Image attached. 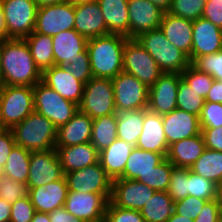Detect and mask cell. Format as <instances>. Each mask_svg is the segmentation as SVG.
<instances>
[{
	"instance_id": "60d3db41",
	"label": "cell",
	"mask_w": 222,
	"mask_h": 222,
	"mask_svg": "<svg viewBox=\"0 0 222 222\" xmlns=\"http://www.w3.org/2000/svg\"><path fill=\"white\" fill-rule=\"evenodd\" d=\"M181 77L203 98H206L214 81L212 76L200 71L192 63L181 73Z\"/></svg>"
},
{
	"instance_id": "816d5d0a",
	"label": "cell",
	"mask_w": 222,
	"mask_h": 222,
	"mask_svg": "<svg viewBox=\"0 0 222 222\" xmlns=\"http://www.w3.org/2000/svg\"><path fill=\"white\" fill-rule=\"evenodd\" d=\"M15 145L12 131L0 128V171L6 164L7 158Z\"/></svg>"
},
{
	"instance_id": "6125c7cd",
	"label": "cell",
	"mask_w": 222,
	"mask_h": 222,
	"mask_svg": "<svg viewBox=\"0 0 222 222\" xmlns=\"http://www.w3.org/2000/svg\"><path fill=\"white\" fill-rule=\"evenodd\" d=\"M161 8L163 11L167 12L171 6L172 0H148Z\"/></svg>"
},
{
	"instance_id": "5bb4252c",
	"label": "cell",
	"mask_w": 222,
	"mask_h": 222,
	"mask_svg": "<svg viewBox=\"0 0 222 222\" xmlns=\"http://www.w3.org/2000/svg\"><path fill=\"white\" fill-rule=\"evenodd\" d=\"M64 176L56 148L47 151H31L28 188L44 186Z\"/></svg>"
},
{
	"instance_id": "277c9868",
	"label": "cell",
	"mask_w": 222,
	"mask_h": 222,
	"mask_svg": "<svg viewBox=\"0 0 222 222\" xmlns=\"http://www.w3.org/2000/svg\"><path fill=\"white\" fill-rule=\"evenodd\" d=\"M136 40L156 61L164 73H182L190 64L189 57L173 46L159 29L145 31Z\"/></svg>"
},
{
	"instance_id": "7bdbcfd3",
	"label": "cell",
	"mask_w": 222,
	"mask_h": 222,
	"mask_svg": "<svg viewBox=\"0 0 222 222\" xmlns=\"http://www.w3.org/2000/svg\"><path fill=\"white\" fill-rule=\"evenodd\" d=\"M29 188L24 182L11 179L0 173V199L13 204L16 200L28 196Z\"/></svg>"
},
{
	"instance_id": "ab89813d",
	"label": "cell",
	"mask_w": 222,
	"mask_h": 222,
	"mask_svg": "<svg viewBox=\"0 0 222 222\" xmlns=\"http://www.w3.org/2000/svg\"><path fill=\"white\" fill-rule=\"evenodd\" d=\"M217 184L190 170L188 173V195L204 200L216 199Z\"/></svg>"
},
{
	"instance_id": "f5cc1de1",
	"label": "cell",
	"mask_w": 222,
	"mask_h": 222,
	"mask_svg": "<svg viewBox=\"0 0 222 222\" xmlns=\"http://www.w3.org/2000/svg\"><path fill=\"white\" fill-rule=\"evenodd\" d=\"M201 17L222 29V0H207Z\"/></svg>"
},
{
	"instance_id": "6f0895ef",
	"label": "cell",
	"mask_w": 222,
	"mask_h": 222,
	"mask_svg": "<svg viewBox=\"0 0 222 222\" xmlns=\"http://www.w3.org/2000/svg\"><path fill=\"white\" fill-rule=\"evenodd\" d=\"M205 102H216L222 104V81H213V84L206 95Z\"/></svg>"
},
{
	"instance_id": "bcb514c9",
	"label": "cell",
	"mask_w": 222,
	"mask_h": 222,
	"mask_svg": "<svg viewBox=\"0 0 222 222\" xmlns=\"http://www.w3.org/2000/svg\"><path fill=\"white\" fill-rule=\"evenodd\" d=\"M105 222H145L139 210L123 209L115 206L109 201L106 212Z\"/></svg>"
},
{
	"instance_id": "7a4b0ae2",
	"label": "cell",
	"mask_w": 222,
	"mask_h": 222,
	"mask_svg": "<svg viewBox=\"0 0 222 222\" xmlns=\"http://www.w3.org/2000/svg\"><path fill=\"white\" fill-rule=\"evenodd\" d=\"M127 39L119 34L88 39L87 51L93 77L113 79L123 71V51Z\"/></svg>"
},
{
	"instance_id": "7c38bea8",
	"label": "cell",
	"mask_w": 222,
	"mask_h": 222,
	"mask_svg": "<svg viewBox=\"0 0 222 222\" xmlns=\"http://www.w3.org/2000/svg\"><path fill=\"white\" fill-rule=\"evenodd\" d=\"M74 23V3L67 0L59 4L39 7L34 32L54 36L62 31L74 29Z\"/></svg>"
},
{
	"instance_id": "cb8c5ba5",
	"label": "cell",
	"mask_w": 222,
	"mask_h": 222,
	"mask_svg": "<svg viewBox=\"0 0 222 222\" xmlns=\"http://www.w3.org/2000/svg\"><path fill=\"white\" fill-rule=\"evenodd\" d=\"M55 148L64 174L99 162V151L91 142Z\"/></svg>"
},
{
	"instance_id": "4316f807",
	"label": "cell",
	"mask_w": 222,
	"mask_h": 222,
	"mask_svg": "<svg viewBox=\"0 0 222 222\" xmlns=\"http://www.w3.org/2000/svg\"><path fill=\"white\" fill-rule=\"evenodd\" d=\"M93 119L80 110L57 130L56 146H73L90 142Z\"/></svg>"
},
{
	"instance_id": "94428289",
	"label": "cell",
	"mask_w": 222,
	"mask_h": 222,
	"mask_svg": "<svg viewBox=\"0 0 222 222\" xmlns=\"http://www.w3.org/2000/svg\"><path fill=\"white\" fill-rule=\"evenodd\" d=\"M31 222H51L49 213L35 211Z\"/></svg>"
},
{
	"instance_id": "5b68a950",
	"label": "cell",
	"mask_w": 222,
	"mask_h": 222,
	"mask_svg": "<svg viewBox=\"0 0 222 222\" xmlns=\"http://www.w3.org/2000/svg\"><path fill=\"white\" fill-rule=\"evenodd\" d=\"M33 111V87L0 85V128L11 129Z\"/></svg>"
},
{
	"instance_id": "2e32d148",
	"label": "cell",
	"mask_w": 222,
	"mask_h": 222,
	"mask_svg": "<svg viewBox=\"0 0 222 222\" xmlns=\"http://www.w3.org/2000/svg\"><path fill=\"white\" fill-rule=\"evenodd\" d=\"M154 192L140 181L118 178L112 182L110 201L123 209L140 210Z\"/></svg>"
},
{
	"instance_id": "8fae6325",
	"label": "cell",
	"mask_w": 222,
	"mask_h": 222,
	"mask_svg": "<svg viewBox=\"0 0 222 222\" xmlns=\"http://www.w3.org/2000/svg\"><path fill=\"white\" fill-rule=\"evenodd\" d=\"M111 194L68 191L64 208L76 219L85 222H102Z\"/></svg>"
},
{
	"instance_id": "8d00e7d4",
	"label": "cell",
	"mask_w": 222,
	"mask_h": 222,
	"mask_svg": "<svg viewBox=\"0 0 222 222\" xmlns=\"http://www.w3.org/2000/svg\"><path fill=\"white\" fill-rule=\"evenodd\" d=\"M117 138L116 114H110L93 119L90 142L100 152Z\"/></svg>"
},
{
	"instance_id": "f6af8a7d",
	"label": "cell",
	"mask_w": 222,
	"mask_h": 222,
	"mask_svg": "<svg viewBox=\"0 0 222 222\" xmlns=\"http://www.w3.org/2000/svg\"><path fill=\"white\" fill-rule=\"evenodd\" d=\"M196 68L222 81V50L198 57L193 63Z\"/></svg>"
},
{
	"instance_id": "681fc988",
	"label": "cell",
	"mask_w": 222,
	"mask_h": 222,
	"mask_svg": "<svg viewBox=\"0 0 222 222\" xmlns=\"http://www.w3.org/2000/svg\"><path fill=\"white\" fill-rule=\"evenodd\" d=\"M35 208L29 196L20 198L11 204L10 222H31Z\"/></svg>"
},
{
	"instance_id": "e7e4bbea",
	"label": "cell",
	"mask_w": 222,
	"mask_h": 222,
	"mask_svg": "<svg viewBox=\"0 0 222 222\" xmlns=\"http://www.w3.org/2000/svg\"><path fill=\"white\" fill-rule=\"evenodd\" d=\"M167 222H194V220L185 218L173 212L172 216L167 220Z\"/></svg>"
},
{
	"instance_id": "b9f144b4",
	"label": "cell",
	"mask_w": 222,
	"mask_h": 222,
	"mask_svg": "<svg viewBox=\"0 0 222 222\" xmlns=\"http://www.w3.org/2000/svg\"><path fill=\"white\" fill-rule=\"evenodd\" d=\"M207 0H172L168 13L194 21L202 16Z\"/></svg>"
},
{
	"instance_id": "d6a6232c",
	"label": "cell",
	"mask_w": 222,
	"mask_h": 222,
	"mask_svg": "<svg viewBox=\"0 0 222 222\" xmlns=\"http://www.w3.org/2000/svg\"><path fill=\"white\" fill-rule=\"evenodd\" d=\"M139 211L145 222H167L174 212V201L167 191H155Z\"/></svg>"
},
{
	"instance_id": "ba28073f",
	"label": "cell",
	"mask_w": 222,
	"mask_h": 222,
	"mask_svg": "<svg viewBox=\"0 0 222 222\" xmlns=\"http://www.w3.org/2000/svg\"><path fill=\"white\" fill-rule=\"evenodd\" d=\"M7 39H24L35 29L38 6L32 0H1Z\"/></svg>"
},
{
	"instance_id": "ffe728a7",
	"label": "cell",
	"mask_w": 222,
	"mask_h": 222,
	"mask_svg": "<svg viewBox=\"0 0 222 222\" xmlns=\"http://www.w3.org/2000/svg\"><path fill=\"white\" fill-rule=\"evenodd\" d=\"M41 81L64 99L80 104L85 83L76 79L65 66L53 65L44 70Z\"/></svg>"
},
{
	"instance_id": "be15d7a7",
	"label": "cell",
	"mask_w": 222,
	"mask_h": 222,
	"mask_svg": "<svg viewBox=\"0 0 222 222\" xmlns=\"http://www.w3.org/2000/svg\"><path fill=\"white\" fill-rule=\"evenodd\" d=\"M36 3L38 7L50 6L53 4H59L67 0H32Z\"/></svg>"
},
{
	"instance_id": "e575fe53",
	"label": "cell",
	"mask_w": 222,
	"mask_h": 222,
	"mask_svg": "<svg viewBox=\"0 0 222 222\" xmlns=\"http://www.w3.org/2000/svg\"><path fill=\"white\" fill-rule=\"evenodd\" d=\"M190 170L219 185L222 183V152L206 148Z\"/></svg>"
},
{
	"instance_id": "30bf717a",
	"label": "cell",
	"mask_w": 222,
	"mask_h": 222,
	"mask_svg": "<svg viewBox=\"0 0 222 222\" xmlns=\"http://www.w3.org/2000/svg\"><path fill=\"white\" fill-rule=\"evenodd\" d=\"M112 84L116 110L148 108L149 87L136 77L122 71L112 79Z\"/></svg>"
},
{
	"instance_id": "44dd1931",
	"label": "cell",
	"mask_w": 222,
	"mask_h": 222,
	"mask_svg": "<svg viewBox=\"0 0 222 222\" xmlns=\"http://www.w3.org/2000/svg\"><path fill=\"white\" fill-rule=\"evenodd\" d=\"M162 121L169 146L179 140L191 138L201 133L199 116L178 108L162 115Z\"/></svg>"
},
{
	"instance_id": "e0dca14e",
	"label": "cell",
	"mask_w": 222,
	"mask_h": 222,
	"mask_svg": "<svg viewBox=\"0 0 222 222\" xmlns=\"http://www.w3.org/2000/svg\"><path fill=\"white\" fill-rule=\"evenodd\" d=\"M129 38L159 29L165 11L148 0H128Z\"/></svg>"
},
{
	"instance_id": "3957f363",
	"label": "cell",
	"mask_w": 222,
	"mask_h": 222,
	"mask_svg": "<svg viewBox=\"0 0 222 222\" xmlns=\"http://www.w3.org/2000/svg\"><path fill=\"white\" fill-rule=\"evenodd\" d=\"M10 130L16 145L24 149L47 151L56 146L58 128L35 110Z\"/></svg>"
},
{
	"instance_id": "89a4df30",
	"label": "cell",
	"mask_w": 222,
	"mask_h": 222,
	"mask_svg": "<svg viewBox=\"0 0 222 222\" xmlns=\"http://www.w3.org/2000/svg\"><path fill=\"white\" fill-rule=\"evenodd\" d=\"M218 222H222V215H221V217H220V219H219V221Z\"/></svg>"
},
{
	"instance_id": "9c48e42d",
	"label": "cell",
	"mask_w": 222,
	"mask_h": 222,
	"mask_svg": "<svg viewBox=\"0 0 222 222\" xmlns=\"http://www.w3.org/2000/svg\"><path fill=\"white\" fill-rule=\"evenodd\" d=\"M79 110L92 119L114 114L115 100L112 79L92 77L86 84Z\"/></svg>"
},
{
	"instance_id": "4fadbf2b",
	"label": "cell",
	"mask_w": 222,
	"mask_h": 222,
	"mask_svg": "<svg viewBox=\"0 0 222 222\" xmlns=\"http://www.w3.org/2000/svg\"><path fill=\"white\" fill-rule=\"evenodd\" d=\"M69 191L111 194L113 180L97 162L80 170L64 174Z\"/></svg>"
},
{
	"instance_id": "836d02e7",
	"label": "cell",
	"mask_w": 222,
	"mask_h": 222,
	"mask_svg": "<svg viewBox=\"0 0 222 222\" xmlns=\"http://www.w3.org/2000/svg\"><path fill=\"white\" fill-rule=\"evenodd\" d=\"M27 42L33 60L41 72L54 65L52 36L35 33L24 38Z\"/></svg>"
},
{
	"instance_id": "7402d4cb",
	"label": "cell",
	"mask_w": 222,
	"mask_h": 222,
	"mask_svg": "<svg viewBox=\"0 0 222 222\" xmlns=\"http://www.w3.org/2000/svg\"><path fill=\"white\" fill-rule=\"evenodd\" d=\"M65 176L54 182L30 188L28 196L35 211L50 213L55 209L64 207L68 195Z\"/></svg>"
},
{
	"instance_id": "74e56055",
	"label": "cell",
	"mask_w": 222,
	"mask_h": 222,
	"mask_svg": "<svg viewBox=\"0 0 222 222\" xmlns=\"http://www.w3.org/2000/svg\"><path fill=\"white\" fill-rule=\"evenodd\" d=\"M205 104V98L200 96L183 79L179 81L176 105L177 108L197 116H200Z\"/></svg>"
},
{
	"instance_id": "03108f58",
	"label": "cell",
	"mask_w": 222,
	"mask_h": 222,
	"mask_svg": "<svg viewBox=\"0 0 222 222\" xmlns=\"http://www.w3.org/2000/svg\"><path fill=\"white\" fill-rule=\"evenodd\" d=\"M216 201L219 207V211L222 215V183L217 185Z\"/></svg>"
},
{
	"instance_id": "db71d44e",
	"label": "cell",
	"mask_w": 222,
	"mask_h": 222,
	"mask_svg": "<svg viewBox=\"0 0 222 222\" xmlns=\"http://www.w3.org/2000/svg\"><path fill=\"white\" fill-rule=\"evenodd\" d=\"M201 134L207 149L222 152V126L217 128H201Z\"/></svg>"
},
{
	"instance_id": "9a60e30c",
	"label": "cell",
	"mask_w": 222,
	"mask_h": 222,
	"mask_svg": "<svg viewBox=\"0 0 222 222\" xmlns=\"http://www.w3.org/2000/svg\"><path fill=\"white\" fill-rule=\"evenodd\" d=\"M181 79L180 73H163L149 88L147 109L159 115L176 109V97Z\"/></svg>"
},
{
	"instance_id": "a7ac6f4b",
	"label": "cell",
	"mask_w": 222,
	"mask_h": 222,
	"mask_svg": "<svg viewBox=\"0 0 222 222\" xmlns=\"http://www.w3.org/2000/svg\"><path fill=\"white\" fill-rule=\"evenodd\" d=\"M71 1L72 3H76V2H86V1H94V0H68Z\"/></svg>"
},
{
	"instance_id": "ee69618b",
	"label": "cell",
	"mask_w": 222,
	"mask_h": 222,
	"mask_svg": "<svg viewBox=\"0 0 222 222\" xmlns=\"http://www.w3.org/2000/svg\"><path fill=\"white\" fill-rule=\"evenodd\" d=\"M188 173L189 168L173 167L167 192L174 202L188 196Z\"/></svg>"
},
{
	"instance_id": "83f0119b",
	"label": "cell",
	"mask_w": 222,
	"mask_h": 222,
	"mask_svg": "<svg viewBox=\"0 0 222 222\" xmlns=\"http://www.w3.org/2000/svg\"><path fill=\"white\" fill-rule=\"evenodd\" d=\"M134 147V145L116 138L108 147L99 152V162L112 180L123 175L126 162Z\"/></svg>"
},
{
	"instance_id": "d6986e66",
	"label": "cell",
	"mask_w": 222,
	"mask_h": 222,
	"mask_svg": "<svg viewBox=\"0 0 222 222\" xmlns=\"http://www.w3.org/2000/svg\"><path fill=\"white\" fill-rule=\"evenodd\" d=\"M74 29L87 39L108 35L107 26L96 0L74 3Z\"/></svg>"
},
{
	"instance_id": "4dcf8cb0",
	"label": "cell",
	"mask_w": 222,
	"mask_h": 222,
	"mask_svg": "<svg viewBox=\"0 0 222 222\" xmlns=\"http://www.w3.org/2000/svg\"><path fill=\"white\" fill-rule=\"evenodd\" d=\"M167 156V153H157L134 147L128 157L124 173L120 178L137 180L153 170Z\"/></svg>"
},
{
	"instance_id": "d590c367",
	"label": "cell",
	"mask_w": 222,
	"mask_h": 222,
	"mask_svg": "<svg viewBox=\"0 0 222 222\" xmlns=\"http://www.w3.org/2000/svg\"><path fill=\"white\" fill-rule=\"evenodd\" d=\"M31 151L15 145L0 171L13 180L27 184Z\"/></svg>"
},
{
	"instance_id": "680465c9",
	"label": "cell",
	"mask_w": 222,
	"mask_h": 222,
	"mask_svg": "<svg viewBox=\"0 0 222 222\" xmlns=\"http://www.w3.org/2000/svg\"><path fill=\"white\" fill-rule=\"evenodd\" d=\"M11 204L8 201L0 199V222H10Z\"/></svg>"
},
{
	"instance_id": "f546056e",
	"label": "cell",
	"mask_w": 222,
	"mask_h": 222,
	"mask_svg": "<svg viewBox=\"0 0 222 222\" xmlns=\"http://www.w3.org/2000/svg\"><path fill=\"white\" fill-rule=\"evenodd\" d=\"M100 5L109 34L129 38L128 0H96Z\"/></svg>"
},
{
	"instance_id": "7dc6e473",
	"label": "cell",
	"mask_w": 222,
	"mask_h": 222,
	"mask_svg": "<svg viewBox=\"0 0 222 222\" xmlns=\"http://www.w3.org/2000/svg\"><path fill=\"white\" fill-rule=\"evenodd\" d=\"M208 200L187 196L174 202V212L188 219L195 220Z\"/></svg>"
},
{
	"instance_id": "f1b7e54d",
	"label": "cell",
	"mask_w": 222,
	"mask_h": 222,
	"mask_svg": "<svg viewBox=\"0 0 222 222\" xmlns=\"http://www.w3.org/2000/svg\"><path fill=\"white\" fill-rule=\"evenodd\" d=\"M206 149L202 134L179 140L169 146L166 158L174 167L190 168Z\"/></svg>"
},
{
	"instance_id": "9f6ffc18",
	"label": "cell",
	"mask_w": 222,
	"mask_h": 222,
	"mask_svg": "<svg viewBox=\"0 0 222 222\" xmlns=\"http://www.w3.org/2000/svg\"><path fill=\"white\" fill-rule=\"evenodd\" d=\"M51 222H85L81 219H76L70 212L64 207L55 209L49 213Z\"/></svg>"
},
{
	"instance_id": "ac0fdd59",
	"label": "cell",
	"mask_w": 222,
	"mask_h": 222,
	"mask_svg": "<svg viewBox=\"0 0 222 222\" xmlns=\"http://www.w3.org/2000/svg\"><path fill=\"white\" fill-rule=\"evenodd\" d=\"M222 50V29L211 21L200 17L193 21L192 49L189 60Z\"/></svg>"
},
{
	"instance_id": "f907efd6",
	"label": "cell",
	"mask_w": 222,
	"mask_h": 222,
	"mask_svg": "<svg viewBox=\"0 0 222 222\" xmlns=\"http://www.w3.org/2000/svg\"><path fill=\"white\" fill-rule=\"evenodd\" d=\"M65 67L76 79L85 84L93 77L88 51H86L81 58H77L74 62L65 65Z\"/></svg>"
},
{
	"instance_id": "6da1fadb",
	"label": "cell",
	"mask_w": 222,
	"mask_h": 222,
	"mask_svg": "<svg viewBox=\"0 0 222 222\" xmlns=\"http://www.w3.org/2000/svg\"><path fill=\"white\" fill-rule=\"evenodd\" d=\"M42 80L25 39H6L1 54L0 85L31 86Z\"/></svg>"
},
{
	"instance_id": "484cf974",
	"label": "cell",
	"mask_w": 222,
	"mask_h": 222,
	"mask_svg": "<svg viewBox=\"0 0 222 222\" xmlns=\"http://www.w3.org/2000/svg\"><path fill=\"white\" fill-rule=\"evenodd\" d=\"M136 148L157 153H168L169 145L163 129L162 115L144 110L142 133Z\"/></svg>"
},
{
	"instance_id": "003e7915",
	"label": "cell",
	"mask_w": 222,
	"mask_h": 222,
	"mask_svg": "<svg viewBox=\"0 0 222 222\" xmlns=\"http://www.w3.org/2000/svg\"><path fill=\"white\" fill-rule=\"evenodd\" d=\"M6 39H1L0 38V70H1V54H2V49H3V44Z\"/></svg>"
},
{
	"instance_id": "f35d334b",
	"label": "cell",
	"mask_w": 222,
	"mask_h": 222,
	"mask_svg": "<svg viewBox=\"0 0 222 222\" xmlns=\"http://www.w3.org/2000/svg\"><path fill=\"white\" fill-rule=\"evenodd\" d=\"M174 165L165 158L159 165L143 177H138L137 181L149 186L155 191H167L170 184L171 172Z\"/></svg>"
},
{
	"instance_id": "1f68e13d",
	"label": "cell",
	"mask_w": 222,
	"mask_h": 222,
	"mask_svg": "<svg viewBox=\"0 0 222 222\" xmlns=\"http://www.w3.org/2000/svg\"><path fill=\"white\" fill-rule=\"evenodd\" d=\"M144 110H116L117 138L136 147L142 133Z\"/></svg>"
},
{
	"instance_id": "d4e9b609",
	"label": "cell",
	"mask_w": 222,
	"mask_h": 222,
	"mask_svg": "<svg viewBox=\"0 0 222 222\" xmlns=\"http://www.w3.org/2000/svg\"><path fill=\"white\" fill-rule=\"evenodd\" d=\"M159 28L173 46L190 57L193 21L165 12Z\"/></svg>"
},
{
	"instance_id": "c3c4849f",
	"label": "cell",
	"mask_w": 222,
	"mask_h": 222,
	"mask_svg": "<svg viewBox=\"0 0 222 222\" xmlns=\"http://www.w3.org/2000/svg\"><path fill=\"white\" fill-rule=\"evenodd\" d=\"M201 128H217L222 126V104L205 102L199 116Z\"/></svg>"
},
{
	"instance_id": "11a10c76",
	"label": "cell",
	"mask_w": 222,
	"mask_h": 222,
	"mask_svg": "<svg viewBox=\"0 0 222 222\" xmlns=\"http://www.w3.org/2000/svg\"><path fill=\"white\" fill-rule=\"evenodd\" d=\"M221 217L216 199L207 201L194 222H218Z\"/></svg>"
},
{
	"instance_id": "8992f818",
	"label": "cell",
	"mask_w": 222,
	"mask_h": 222,
	"mask_svg": "<svg viewBox=\"0 0 222 222\" xmlns=\"http://www.w3.org/2000/svg\"><path fill=\"white\" fill-rule=\"evenodd\" d=\"M34 110L49 119L57 128L66 124L79 110L74 102L64 99L42 81L33 86Z\"/></svg>"
},
{
	"instance_id": "91938a15",
	"label": "cell",
	"mask_w": 222,
	"mask_h": 222,
	"mask_svg": "<svg viewBox=\"0 0 222 222\" xmlns=\"http://www.w3.org/2000/svg\"><path fill=\"white\" fill-rule=\"evenodd\" d=\"M0 38L1 39H7V29H6L3 10H2V7H1V0H0Z\"/></svg>"
},
{
	"instance_id": "52a82bcc",
	"label": "cell",
	"mask_w": 222,
	"mask_h": 222,
	"mask_svg": "<svg viewBox=\"0 0 222 222\" xmlns=\"http://www.w3.org/2000/svg\"><path fill=\"white\" fill-rule=\"evenodd\" d=\"M123 71L133 75L149 88L164 73L136 38H128L125 42Z\"/></svg>"
},
{
	"instance_id": "603a6c76",
	"label": "cell",
	"mask_w": 222,
	"mask_h": 222,
	"mask_svg": "<svg viewBox=\"0 0 222 222\" xmlns=\"http://www.w3.org/2000/svg\"><path fill=\"white\" fill-rule=\"evenodd\" d=\"M54 65L65 66L74 62L87 51L88 39L75 29L62 31L52 36Z\"/></svg>"
}]
</instances>
